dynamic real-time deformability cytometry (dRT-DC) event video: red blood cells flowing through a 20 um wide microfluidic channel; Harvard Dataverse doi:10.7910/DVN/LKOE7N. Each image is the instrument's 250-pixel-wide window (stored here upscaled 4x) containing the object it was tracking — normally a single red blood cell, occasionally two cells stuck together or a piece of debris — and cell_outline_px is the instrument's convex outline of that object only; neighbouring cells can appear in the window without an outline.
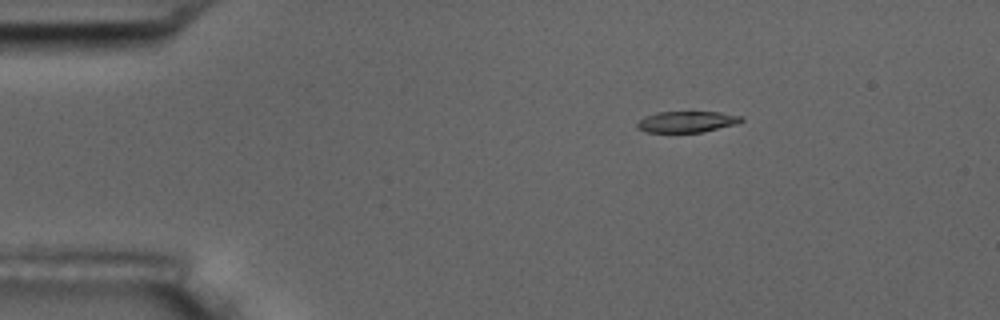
{"species": "common noctule bat (a hibernating species)", "species_latin": "Nyctalus noctula", "temperature_condition": "room temperature", "stored_images_in_passage": 6, "camera_frame_rate_fps": 3000, "um_per_image_px": 0.085, "animal": {"sex": "male", "body_mass_g": 17.5, "forearm_length_mm": 52.3}, "frame": {"image": 1, "passage_image": 2, "time_ms": 1.333, "image_size_px": [1000, 320], "cell_outline_px": [[744, 120], [736, 124], [704, 132], [644, 132], [636, 128], [636, 124], [644, 116], [656, 112], [720, 112], [744, 116]], "centroid_in_image_um": [58.38, 10.35], "position_along_channel_um": 26.6, "area_um2": 13.01}}
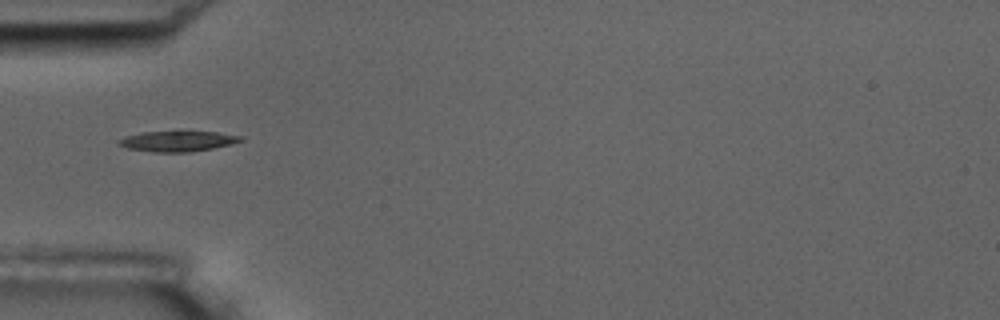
{"frame": {"image": 2, "passage_image": 4, "time_ms": 4.333, "image_size_px": [1000, 320], "cell_outline_px": [[244, 140], [232, 144], [212, 148], [188, 152], [152, 152], [128, 148], [120, 144], [116, 140], [124, 136], [140, 132], [216, 132], [244, 136]], "centroid_in_image_um": [15.11, 12.0], "position_along_channel_um": 69.9, "area_um2": 14.45}}